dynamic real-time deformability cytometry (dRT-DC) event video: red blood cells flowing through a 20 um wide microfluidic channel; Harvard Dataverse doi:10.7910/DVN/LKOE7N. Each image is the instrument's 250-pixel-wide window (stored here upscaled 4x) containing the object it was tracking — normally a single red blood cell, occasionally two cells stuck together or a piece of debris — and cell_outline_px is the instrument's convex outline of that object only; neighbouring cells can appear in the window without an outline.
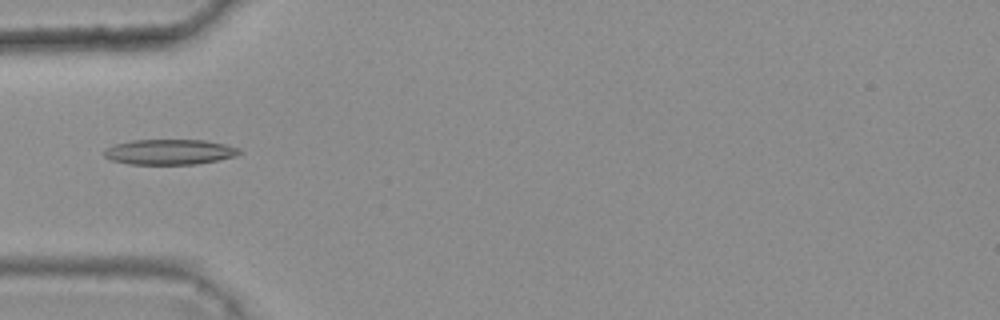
{"species": "common noctule bat (a hibernating species)", "species_latin": "Nyctalus noctula", "temperature_condition": "warm", "stored_images_in_passage": 3, "camera_frame_rate_fps": 3000, "um_per_image_px": 0.085, "animal": {"sex": "female", "body_mass_g": 25.1}, "frame": {"image": 1, "passage_image": 3, "time_ms": 0.667, "image_size_px": [1000, 320], "cell_outline_px": [[244, 152], [236, 156], [196, 164], [128, 164], [112, 160], [104, 156], [100, 152], [104, 148], [116, 144], [132, 140], [204, 140], [224, 144], [240, 148]], "centroid_in_image_um": [14.39, 12.91], "position_along_channel_um": 70.6, "area_um2": 20.06}}